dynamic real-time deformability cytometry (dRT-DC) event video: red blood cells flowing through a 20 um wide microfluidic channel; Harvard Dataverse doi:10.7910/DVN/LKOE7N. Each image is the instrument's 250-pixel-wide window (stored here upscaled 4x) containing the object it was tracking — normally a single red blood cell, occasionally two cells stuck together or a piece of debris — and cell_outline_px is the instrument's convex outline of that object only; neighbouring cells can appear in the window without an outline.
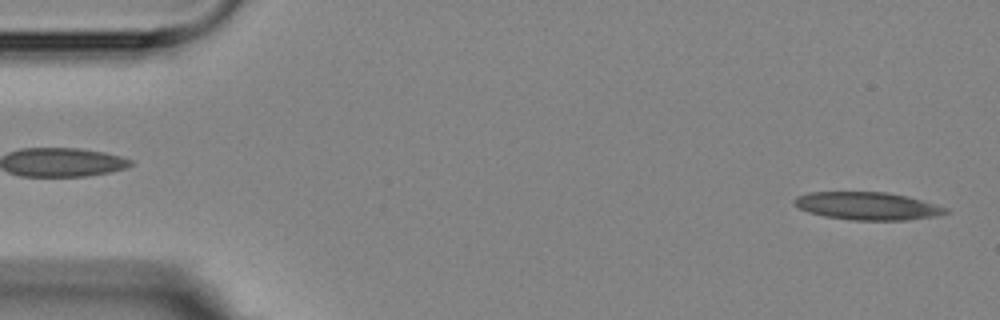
{"species": "Egyptian fruit bat (a non-hibernating species)", "species_latin": "Rousettus aegyptiacus", "temperature_condition": "room temperature", "stored_images_in_passage": 4, "segment_of_instrument_passage": [2, 2], "camera_frame_rate_fps": 3000, "um_per_image_px": 0.085, "animal": {"sex": "female"}, "frame": {"image": 1, "passage_image": 4, "time_ms": 4.333, "image_size_px": [1000, 320], "cell_outline_px": [[948, 212], [936, 216], [908, 220], [852, 220], [824, 216], [808, 212], [800, 208], [792, 200], [796, 196], [808, 192], [884, 192], [908, 196], [948, 208]], "centroid_in_image_um": [73.72, 17.51], "position_along_channel_um": 11.3, "area_um2": 24.45}}